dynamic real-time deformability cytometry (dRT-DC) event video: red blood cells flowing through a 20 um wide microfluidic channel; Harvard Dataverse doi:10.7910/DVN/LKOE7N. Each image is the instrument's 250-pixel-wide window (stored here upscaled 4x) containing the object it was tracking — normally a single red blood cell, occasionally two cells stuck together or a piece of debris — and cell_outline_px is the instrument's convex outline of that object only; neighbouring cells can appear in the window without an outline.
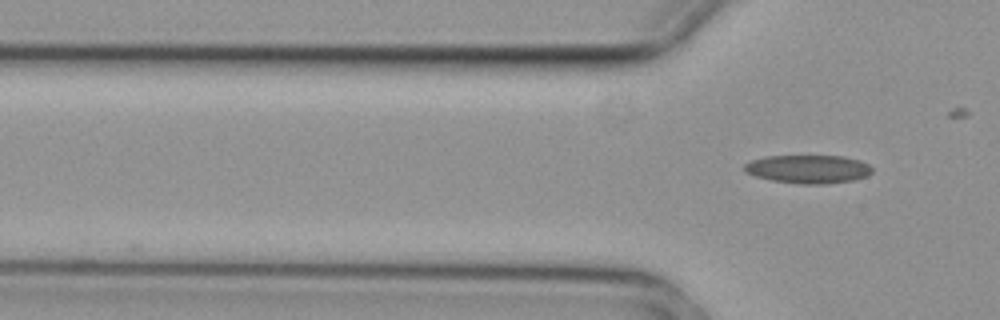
{"species": "common noctule bat (a hibernating species)", "species_latin": "Nyctalus noctula", "temperature_condition": "cold", "stored_images_in_passage": 4, "camera_frame_rate_fps": 3000, "um_per_image_px": 0.085, "animal": {"sex": "female", "body_mass_g": 29.2, "forearm_length_mm": 56.3}, "frame": {"image": 1, "passage_image": 4, "time_ms": 1.0, "image_size_px": [1000, 320], "cell_outline_px": [[872, 172], [864, 176], [852, 180], [824, 184], [804, 184], [772, 180], [756, 176], [748, 172], [744, 168], [744, 164], [752, 160], [764, 156], [844, 156], [860, 160], [868, 164], [872, 168]], "centroid_in_image_um": [68.71, 14.36], "position_along_channel_um": 57.1, "area_um2": 20.87}}